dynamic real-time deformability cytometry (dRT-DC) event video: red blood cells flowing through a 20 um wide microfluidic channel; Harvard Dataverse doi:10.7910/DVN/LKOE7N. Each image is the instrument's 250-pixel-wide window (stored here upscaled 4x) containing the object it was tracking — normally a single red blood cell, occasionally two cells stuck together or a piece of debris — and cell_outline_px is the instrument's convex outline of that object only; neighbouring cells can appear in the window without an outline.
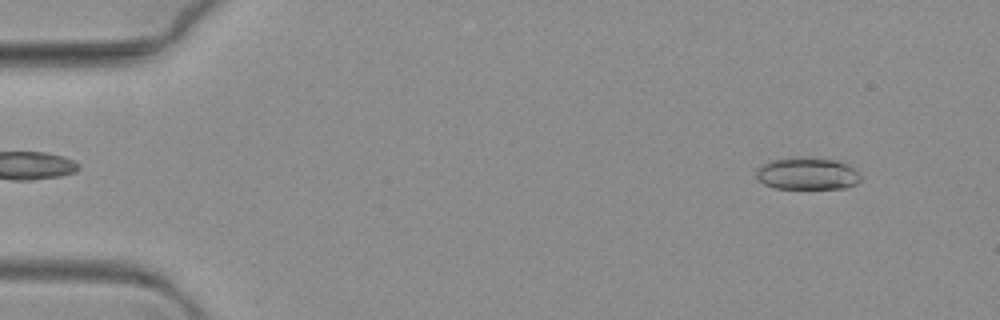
{"species": "common noctule bat (a hibernating species)", "species_latin": "Nyctalus noctula", "temperature_condition": "warm", "stored_images_in_passage": 23, "camera_frame_rate_fps": 3000, "um_per_image_px": 0.085, "animal": {"sex": "female", "body_mass_g": 19.3, "forearm_length_mm": 54.1}, "frame": {"image": 1, "passage_image": 6, "time_ms": 1.667, "image_size_px": [1000, 320], "cell_outline_px": [[860, 180], [856, 184], [844, 188], [776, 188], [764, 184], [756, 176], [756, 168], [772, 160], [836, 160], [848, 164], [860, 176]], "centroid_in_image_um": [68.62, 14.81], "position_along_channel_um": 16.4, "area_um2": 18.55}}
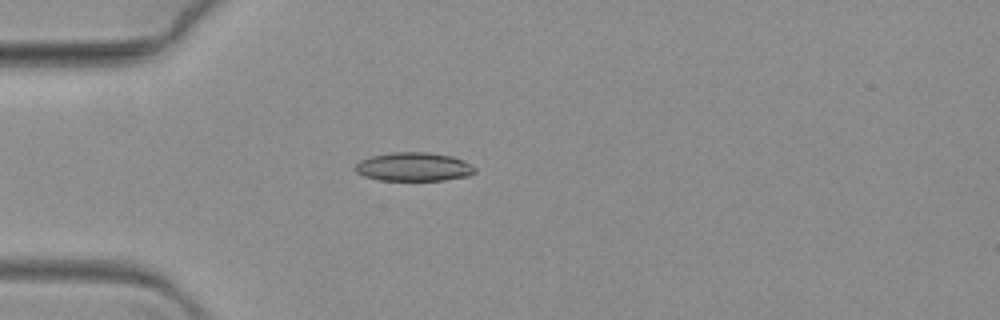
{"frame": {"image": 2, "passage_image": 19, "time_ms": 6.0, "image_size_px": [1000, 320], "cell_outline_px": [[476, 172], [468, 176], [444, 180], [380, 180], [364, 176], [356, 172], [356, 164], [360, 160], [372, 156], [392, 152], [428, 152], [452, 156], [476, 168]], "centroid_in_image_um": [35.16, 14.18], "position_along_channel_um": 49.8, "area_um2": 19.83}}